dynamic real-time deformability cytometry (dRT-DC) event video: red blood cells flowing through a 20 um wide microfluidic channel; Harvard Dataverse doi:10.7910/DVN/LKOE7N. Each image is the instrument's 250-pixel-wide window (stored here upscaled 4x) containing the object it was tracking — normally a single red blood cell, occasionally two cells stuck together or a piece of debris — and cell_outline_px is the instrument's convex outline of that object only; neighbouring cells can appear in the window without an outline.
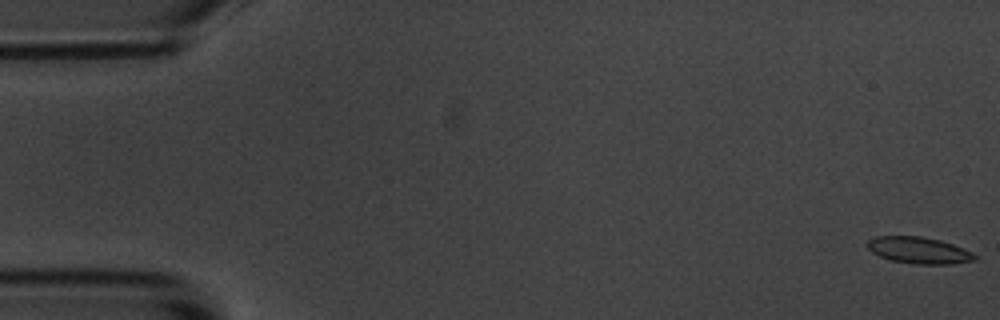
{"species": "common noctule bat (a hibernating species)", "species_latin": "Nyctalus noctula", "temperature_condition": "room temperature", "stored_images_in_passage": 55, "camera_frame_rate_fps": 3000, "um_per_image_px": 0.085, "animal": {"sex": "male", "body_mass_g": 20.1, "forearm_length_mm": 53.5}, "frame": {"image": 1, "passage_image": 1, "time_ms": 0.0, "image_size_px": [1000, 320], "cell_outline_px": [[980, 256], [976, 260], [948, 264], [916, 264], [892, 260], [880, 256], [872, 252], [868, 248], [868, 240], [876, 236], [920, 236], [940, 240], [964, 248]], "centroid_in_image_um": [78.15, 21.27], "position_along_channel_um": 6.9, "area_um2": 16.59}}
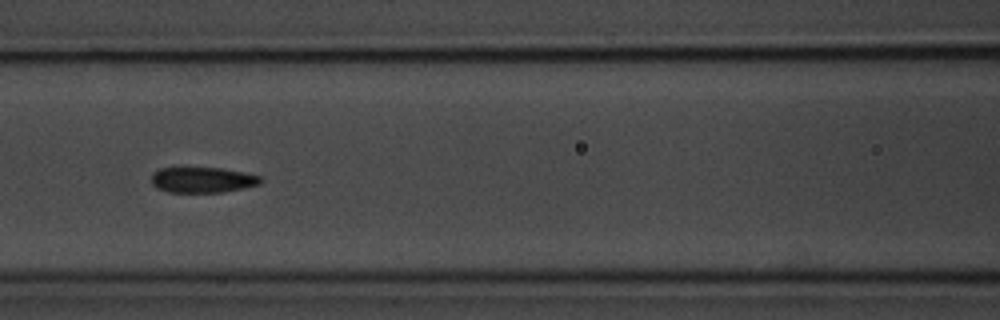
{"frame": {"image": 2, "passage_image": 24, "time_ms": 7.667, "image_size_px": [1000, 320], "cell_outline_px": [[264, 180], [260, 184], [244, 188], [220, 192], [168, 192], [156, 188], [152, 184], [152, 172], [160, 168], [220, 168], [244, 172], [260, 176]], "centroid_in_image_um": [17.22, 15.29], "position_along_channel_um": 149.4, "area_um2": 16.3}}
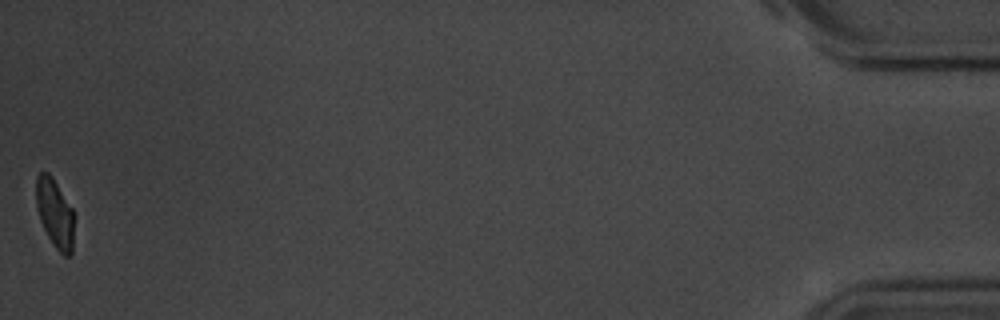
{"frame": {"image": 3, "passage_image": 55, "time_ms": 18.0, "image_size_px": [1000, 320], "cell_outline_px": [[72, 252], [68, 256], [64, 256], [56, 248], [48, 236], [40, 220], [36, 208], [36, 176], [40, 172], [48, 172], [52, 176], [72, 208]], "centroid_in_image_um": [4.63, 18.09], "position_along_channel_um": 430.6, "area_um2": 14.91}, "authors_computed_cell_mechanics": {"area_um2": 16.7042, "velocity_mm_per_s": 3.673, "shape_relaxation_time_tau1_ms": 4.9501, "shape_relaxation_time_tau2_ms": 2.5313, "deformation_change_tau1": 0.1368, "deformation_change_tau2": 0.0542}}